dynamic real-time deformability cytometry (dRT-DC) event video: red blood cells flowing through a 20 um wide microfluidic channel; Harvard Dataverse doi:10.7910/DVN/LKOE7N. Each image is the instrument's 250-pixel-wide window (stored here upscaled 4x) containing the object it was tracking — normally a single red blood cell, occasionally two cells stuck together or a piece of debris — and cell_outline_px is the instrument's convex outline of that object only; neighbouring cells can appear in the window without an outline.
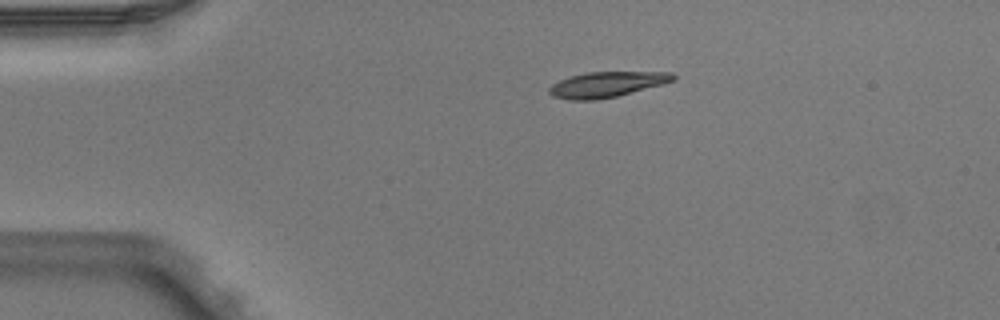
{"species": "Egyptian fruit bat (a non-hibernating species)", "species_latin": "Rousettus aegyptiacus", "temperature_condition": "warm", "stored_images_in_passage": 2, "camera_frame_rate_fps": 3000, "um_per_image_px": 0.085, "animal": {"sex": "male"}, "frame": {"image": 1, "passage_image": 1, "time_ms": 0.0, "image_size_px": [1000, 320], "cell_outline_px": [[676, 80], [664, 84], [616, 96], [596, 100], [568, 100], [552, 96], [548, 92], [548, 88], [552, 84], [560, 80], [572, 76], [588, 72], [672, 72], [676, 76]], "centroid_in_image_um": [51.58, 7.18], "position_along_channel_um": 33.4, "area_um2": 18.38}}